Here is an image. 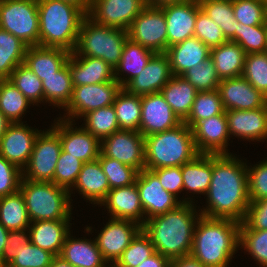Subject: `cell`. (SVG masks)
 Masks as SVG:
<instances>
[{"mask_svg":"<svg viewBox=\"0 0 267 267\" xmlns=\"http://www.w3.org/2000/svg\"><path fill=\"white\" fill-rule=\"evenodd\" d=\"M142 230V225L128 219L111 218L95 238L103 258L113 266L123 251Z\"/></svg>","mask_w":267,"mask_h":267,"instance_id":"9a60e30c","label":"cell"},{"mask_svg":"<svg viewBox=\"0 0 267 267\" xmlns=\"http://www.w3.org/2000/svg\"><path fill=\"white\" fill-rule=\"evenodd\" d=\"M181 123L160 92L141 96L139 132L144 137L173 129Z\"/></svg>","mask_w":267,"mask_h":267,"instance_id":"2e32d148","label":"cell"},{"mask_svg":"<svg viewBox=\"0 0 267 267\" xmlns=\"http://www.w3.org/2000/svg\"><path fill=\"white\" fill-rule=\"evenodd\" d=\"M0 223L9 231L29 228L31 221L20 190L0 197Z\"/></svg>","mask_w":267,"mask_h":267,"instance_id":"e575fe53","label":"cell"},{"mask_svg":"<svg viewBox=\"0 0 267 267\" xmlns=\"http://www.w3.org/2000/svg\"><path fill=\"white\" fill-rule=\"evenodd\" d=\"M246 54L244 49L233 41L210 48V56L221 80L242 76Z\"/></svg>","mask_w":267,"mask_h":267,"instance_id":"4dcf8cb0","label":"cell"},{"mask_svg":"<svg viewBox=\"0 0 267 267\" xmlns=\"http://www.w3.org/2000/svg\"><path fill=\"white\" fill-rule=\"evenodd\" d=\"M243 222L253 230H267V198L250 201Z\"/></svg>","mask_w":267,"mask_h":267,"instance_id":"680465c9","label":"cell"},{"mask_svg":"<svg viewBox=\"0 0 267 267\" xmlns=\"http://www.w3.org/2000/svg\"><path fill=\"white\" fill-rule=\"evenodd\" d=\"M71 52L60 47L29 46L26 49L24 65L41 81L54 75L68 60Z\"/></svg>","mask_w":267,"mask_h":267,"instance_id":"484cf974","label":"cell"},{"mask_svg":"<svg viewBox=\"0 0 267 267\" xmlns=\"http://www.w3.org/2000/svg\"><path fill=\"white\" fill-rule=\"evenodd\" d=\"M135 182L144 215H147L145 221L156 215L169 212L181 203H192L186 198L179 201L174 195L166 191L159 178L151 170L143 169L138 172Z\"/></svg>","mask_w":267,"mask_h":267,"instance_id":"4fadbf2b","label":"cell"},{"mask_svg":"<svg viewBox=\"0 0 267 267\" xmlns=\"http://www.w3.org/2000/svg\"><path fill=\"white\" fill-rule=\"evenodd\" d=\"M194 208L192 203H181L169 212L151 217L142 225L156 252L170 261L191 253L196 220L201 216Z\"/></svg>","mask_w":267,"mask_h":267,"instance_id":"7a4b0ae2","label":"cell"},{"mask_svg":"<svg viewBox=\"0 0 267 267\" xmlns=\"http://www.w3.org/2000/svg\"><path fill=\"white\" fill-rule=\"evenodd\" d=\"M240 222L201 215L194 228L190 255L206 267H228L239 248Z\"/></svg>","mask_w":267,"mask_h":267,"instance_id":"3957f363","label":"cell"},{"mask_svg":"<svg viewBox=\"0 0 267 267\" xmlns=\"http://www.w3.org/2000/svg\"><path fill=\"white\" fill-rule=\"evenodd\" d=\"M170 267H206L191 255L173 259L170 262Z\"/></svg>","mask_w":267,"mask_h":267,"instance_id":"6125c7cd","label":"cell"},{"mask_svg":"<svg viewBox=\"0 0 267 267\" xmlns=\"http://www.w3.org/2000/svg\"><path fill=\"white\" fill-rule=\"evenodd\" d=\"M113 106L120 130L139 132L141 96L130 94L121 88L115 97Z\"/></svg>","mask_w":267,"mask_h":267,"instance_id":"8d00e7d4","label":"cell"},{"mask_svg":"<svg viewBox=\"0 0 267 267\" xmlns=\"http://www.w3.org/2000/svg\"><path fill=\"white\" fill-rule=\"evenodd\" d=\"M242 76L267 97V52L246 54Z\"/></svg>","mask_w":267,"mask_h":267,"instance_id":"816d5d0a","label":"cell"},{"mask_svg":"<svg viewBox=\"0 0 267 267\" xmlns=\"http://www.w3.org/2000/svg\"><path fill=\"white\" fill-rule=\"evenodd\" d=\"M154 54V52L128 38L124 44L121 60L114 69L115 80L123 88L130 80L140 75ZM124 71L129 77H125V79L118 77L121 76L119 73L123 72L124 74Z\"/></svg>","mask_w":267,"mask_h":267,"instance_id":"d6a6232c","label":"cell"},{"mask_svg":"<svg viewBox=\"0 0 267 267\" xmlns=\"http://www.w3.org/2000/svg\"><path fill=\"white\" fill-rule=\"evenodd\" d=\"M83 164L81 160L62 149L56 164L53 183L70 191L78 178Z\"/></svg>","mask_w":267,"mask_h":267,"instance_id":"f5cc1de1","label":"cell"},{"mask_svg":"<svg viewBox=\"0 0 267 267\" xmlns=\"http://www.w3.org/2000/svg\"><path fill=\"white\" fill-rule=\"evenodd\" d=\"M70 235L67 234L60 252L64 260L74 267H106L108 262L103 258L95 240L74 239Z\"/></svg>","mask_w":267,"mask_h":267,"instance_id":"f546056e","label":"cell"},{"mask_svg":"<svg viewBox=\"0 0 267 267\" xmlns=\"http://www.w3.org/2000/svg\"><path fill=\"white\" fill-rule=\"evenodd\" d=\"M72 121L61 119L51 128L59 135L62 149L83 163L97 160L100 155L101 141L84 128H73Z\"/></svg>","mask_w":267,"mask_h":267,"instance_id":"ac0fdd59","label":"cell"},{"mask_svg":"<svg viewBox=\"0 0 267 267\" xmlns=\"http://www.w3.org/2000/svg\"><path fill=\"white\" fill-rule=\"evenodd\" d=\"M184 77L198 92L217 90L221 82L211 56L185 72Z\"/></svg>","mask_w":267,"mask_h":267,"instance_id":"f6af8a7d","label":"cell"},{"mask_svg":"<svg viewBox=\"0 0 267 267\" xmlns=\"http://www.w3.org/2000/svg\"><path fill=\"white\" fill-rule=\"evenodd\" d=\"M128 39L126 30L99 25L86 16L80 26L73 55L101 58L113 69L119 64L124 44Z\"/></svg>","mask_w":267,"mask_h":267,"instance_id":"52a82bcc","label":"cell"},{"mask_svg":"<svg viewBox=\"0 0 267 267\" xmlns=\"http://www.w3.org/2000/svg\"><path fill=\"white\" fill-rule=\"evenodd\" d=\"M32 104L8 79L0 80V111L11 123L20 120L28 106Z\"/></svg>","mask_w":267,"mask_h":267,"instance_id":"60d3db41","label":"cell"},{"mask_svg":"<svg viewBox=\"0 0 267 267\" xmlns=\"http://www.w3.org/2000/svg\"><path fill=\"white\" fill-rule=\"evenodd\" d=\"M218 114H225L219 91L197 92L189 116L183 122L192 128L197 122Z\"/></svg>","mask_w":267,"mask_h":267,"instance_id":"b9f144b4","label":"cell"},{"mask_svg":"<svg viewBox=\"0 0 267 267\" xmlns=\"http://www.w3.org/2000/svg\"><path fill=\"white\" fill-rule=\"evenodd\" d=\"M201 9L221 28L228 41L235 42L238 21L234 17L233 0H198Z\"/></svg>","mask_w":267,"mask_h":267,"instance_id":"ab89813d","label":"cell"},{"mask_svg":"<svg viewBox=\"0 0 267 267\" xmlns=\"http://www.w3.org/2000/svg\"><path fill=\"white\" fill-rule=\"evenodd\" d=\"M27 231L28 229L9 231L4 250H17L22 245H28L31 240L30 233L26 235Z\"/></svg>","mask_w":267,"mask_h":267,"instance_id":"91938a15","label":"cell"},{"mask_svg":"<svg viewBox=\"0 0 267 267\" xmlns=\"http://www.w3.org/2000/svg\"><path fill=\"white\" fill-rule=\"evenodd\" d=\"M73 187L91 203L99 205L105 200L110 186L98 159L83 164Z\"/></svg>","mask_w":267,"mask_h":267,"instance_id":"f1b7e54d","label":"cell"},{"mask_svg":"<svg viewBox=\"0 0 267 267\" xmlns=\"http://www.w3.org/2000/svg\"><path fill=\"white\" fill-rule=\"evenodd\" d=\"M170 260L156 252L151 257L145 259L137 267H170Z\"/></svg>","mask_w":267,"mask_h":267,"instance_id":"94428289","label":"cell"},{"mask_svg":"<svg viewBox=\"0 0 267 267\" xmlns=\"http://www.w3.org/2000/svg\"><path fill=\"white\" fill-rule=\"evenodd\" d=\"M217 90L225 111L253 110L267 104V97L254 88L243 76L221 80Z\"/></svg>","mask_w":267,"mask_h":267,"instance_id":"ffe728a7","label":"cell"},{"mask_svg":"<svg viewBox=\"0 0 267 267\" xmlns=\"http://www.w3.org/2000/svg\"><path fill=\"white\" fill-rule=\"evenodd\" d=\"M229 135L261 141L267 138V104L253 110L225 111Z\"/></svg>","mask_w":267,"mask_h":267,"instance_id":"603a6c76","label":"cell"},{"mask_svg":"<svg viewBox=\"0 0 267 267\" xmlns=\"http://www.w3.org/2000/svg\"><path fill=\"white\" fill-rule=\"evenodd\" d=\"M0 28L28 47L39 45L37 0H0Z\"/></svg>","mask_w":267,"mask_h":267,"instance_id":"ba28073f","label":"cell"},{"mask_svg":"<svg viewBox=\"0 0 267 267\" xmlns=\"http://www.w3.org/2000/svg\"><path fill=\"white\" fill-rule=\"evenodd\" d=\"M69 221L45 220L31 222L27 232L30 233L31 243L54 256L60 255L64 240L70 231Z\"/></svg>","mask_w":267,"mask_h":267,"instance_id":"83f0119b","label":"cell"},{"mask_svg":"<svg viewBox=\"0 0 267 267\" xmlns=\"http://www.w3.org/2000/svg\"><path fill=\"white\" fill-rule=\"evenodd\" d=\"M9 230H7L1 223H0V259L3 254V251L6 247V240L8 238Z\"/></svg>","mask_w":267,"mask_h":267,"instance_id":"e7e4bbea","label":"cell"},{"mask_svg":"<svg viewBox=\"0 0 267 267\" xmlns=\"http://www.w3.org/2000/svg\"><path fill=\"white\" fill-rule=\"evenodd\" d=\"M27 45L0 28V80L9 79L15 68L24 63Z\"/></svg>","mask_w":267,"mask_h":267,"instance_id":"74e56055","label":"cell"},{"mask_svg":"<svg viewBox=\"0 0 267 267\" xmlns=\"http://www.w3.org/2000/svg\"><path fill=\"white\" fill-rule=\"evenodd\" d=\"M121 88L117 81L74 87L71 99L65 107L67 116L63 119L73 122V118H80L89 111L113 105Z\"/></svg>","mask_w":267,"mask_h":267,"instance_id":"8fae6325","label":"cell"},{"mask_svg":"<svg viewBox=\"0 0 267 267\" xmlns=\"http://www.w3.org/2000/svg\"><path fill=\"white\" fill-rule=\"evenodd\" d=\"M103 205L109 209L112 218L132 220L140 225L145 223L136 182L130 186L110 189L100 206Z\"/></svg>","mask_w":267,"mask_h":267,"instance_id":"cb8c5ba5","label":"cell"},{"mask_svg":"<svg viewBox=\"0 0 267 267\" xmlns=\"http://www.w3.org/2000/svg\"><path fill=\"white\" fill-rule=\"evenodd\" d=\"M239 246H243L261 267H267V230H253L241 222Z\"/></svg>","mask_w":267,"mask_h":267,"instance_id":"c3c4849f","label":"cell"},{"mask_svg":"<svg viewBox=\"0 0 267 267\" xmlns=\"http://www.w3.org/2000/svg\"><path fill=\"white\" fill-rule=\"evenodd\" d=\"M208 206L201 215L243 222L250 200L247 165L232 154H212V178L206 193Z\"/></svg>","mask_w":267,"mask_h":267,"instance_id":"6da1fadb","label":"cell"},{"mask_svg":"<svg viewBox=\"0 0 267 267\" xmlns=\"http://www.w3.org/2000/svg\"><path fill=\"white\" fill-rule=\"evenodd\" d=\"M194 37L209 48L220 46L228 41L221 28L202 9L197 14Z\"/></svg>","mask_w":267,"mask_h":267,"instance_id":"db71d44e","label":"cell"},{"mask_svg":"<svg viewBox=\"0 0 267 267\" xmlns=\"http://www.w3.org/2000/svg\"><path fill=\"white\" fill-rule=\"evenodd\" d=\"M98 160L107 176L110 189L130 186L135 183L138 174L135 168L106 157L101 152Z\"/></svg>","mask_w":267,"mask_h":267,"instance_id":"681fc988","label":"cell"},{"mask_svg":"<svg viewBox=\"0 0 267 267\" xmlns=\"http://www.w3.org/2000/svg\"><path fill=\"white\" fill-rule=\"evenodd\" d=\"M167 55L173 75L182 76L210 56V48L196 37L168 47Z\"/></svg>","mask_w":267,"mask_h":267,"instance_id":"4316f807","label":"cell"},{"mask_svg":"<svg viewBox=\"0 0 267 267\" xmlns=\"http://www.w3.org/2000/svg\"><path fill=\"white\" fill-rule=\"evenodd\" d=\"M67 63L73 87L116 81L114 69L101 58L70 54Z\"/></svg>","mask_w":267,"mask_h":267,"instance_id":"d4e9b609","label":"cell"},{"mask_svg":"<svg viewBox=\"0 0 267 267\" xmlns=\"http://www.w3.org/2000/svg\"><path fill=\"white\" fill-rule=\"evenodd\" d=\"M235 42L247 54L267 52V24L246 26L238 22Z\"/></svg>","mask_w":267,"mask_h":267,"instance_id":"7dc6e473","label":"cell"},{"mask_svg":"<svg viewBox=\"0 0 267 267\" xmlns=\"http://www.w3.org/2000/svg\"><path fill=\"white\" fill-rule=\"evenodd\" d=\"M172 76L167 55L165 53H155L140 75L130 80L123 88L128 93L138 96L158 93Z\"/></svg>","mask_w":267,"mask_h":267,"instance_id":"7402d4cb","label":"cell"},{"mask_svg":"<svg viewBox=\"0 0 267 267\" xmlns=\"http://www.w3.org/2000/svg\"><path fill=\"white\" fill-rule=\"evenodd\" d=\"M128 38L154 53L167 50V25L159 6H146L127 30Z\"/></svg>","mask_w":267,"mask_h":267,"instance_id":"30bf717a","label":"cell"},{"mask_svg":"<svg viewBox=\"0 0 267 267\" xmlns=\"http://www.w3.org/2000/svg\"><path fill=\"white\" fill-rule=\"evenodd\" d=\"M60 1L78 7L86 15H88V12L90 10L91 0H60Z\"/></svg>","mask_w":267,"mask_h":267,"instance_id":"be15d7a7","label":"cell"},{"mask_svg":"<svg viewBox=\"0 0 267 267\" xmlns=\"http://www.w3.org/2000/svg\"><path fill=\"white\" fill-rule=\"evenodd\" d=\"M11 122L6 118V116L0 111V139L3 134L7 131L8 126Z\"/></svg>","mask_w":267,"mask_h":267,"instance_id":"a7ac6f4b","label":"cell"},{"mask_svg":"<svg viewBox=\"0 0 267 267\" xmlns=\"http://www.w3.org/2000/svg\"><path fill=\"white\" fill-rule=\"evenodd\" d=\"M151 171L159 178L163 188L178 199V193L183 190L181 167H162Z\"/></svg>","mask_w":267,"mask_h":267,"instance_id":"6f0895ef","label":"cell"},{"mask_svg":"<svg viewBox=\"0 0 267 267\" xmlns=\"http://www.w3.org/2000/svg\"><path fill=\"white\" fill-rule=\"evenodd\" d=\"M82 117L85 119L83 128L100 141L120 130L113 105L89 111Z\"/></svg>","mask_w":267,"mask_h":267,"instance_id":"7bdbcfd3","label":"cell"},{"mask_svg":"<svg viewBox=\"0 0 267 267\" xmlns=\"http://www.w3.org/2000/svg\"><path fill=\"white\" fill-rule=\"evenodd\" d=\"M148 6H162L168 3H180L187 0H145Z\"/></svg>","mask_w":267,"mask_h":267,"instance_id":"003e7915","label":"cell"},{"mask_svg":"<svg viewBox=\"0 0 267 267\" xmlns=\"http://www.w3.org/2000/svg\"><path fill=\"white\" fill-rule=\"evenodd\" d=\"M22 170L0 155V197L19 190Z\"/></svg>","mask_w":267,"mask_h":267,"instance_id":"9f6ffc18","label":"cell"},{"mask_svg":"<svg viewBox=\"0 0 267 267\" xmlns=\"http://www.w3.org/2000/svg\"><path fill=\"white\" fill-rule=\"evenodd\" d=\"M247 181L250 201L267 198V160L247 167Z\"/></svg>","mask_w":267,"mask_h":267,"instance_id":"11a10c76","label":"cell"},{"mask_svg":"<svg viewBox=\"0 0 267 267\" xmlns=\"http://www.w3.org/2000/svg\"><path fill=\"white\" fill-rule=\"evenodd\" d=\"M146 6L145 0H91L87 16L99 25L127 31Z\"/></svg>","mask_w":267,"mask_h":267,"instance_id":"5bb4252c","label":"cell"},{"mask_svg":"<svg viewBox=\"0 0 267 267\" xmlns=\"http://www.w3.org/2000/svg\"><path fill=\"white\" fill-rule=\"evenodd\" d=\"M235 19L246 26L267 24V0H233Z\"/></svg>","mask_w":267,"mask_h":267,"instance_id":"f907efd6","label":"cell"},{"mask_svg":"<svg viewBox=\"0 0 267 267\" xmlns=\"http://www.w3.org/2000/svg\"><path fill=\"white\" fill-rule=\"evenodd\" d=\"M167 25V49L194 37L197 14L201 10L198 0L168 3L160 6Z\"/></svg>","mask_w":267,"mask_h":267,"instance_id":"e0dca14e","label":"cell"},{"mask_svg":"<svg viewBox=\"0 0 267 267\" xmlns=\"http://www.w3.org/2000/svg\"><path fill=\"white\" fill-rule=\"evenodd\" d=\"M54 255L31 242L17 250H4L0 264H11L13 267H49Z\"/></svg>","mask_w":267,"mask_h":267,"instance_id":"f35d334b","label":"cell"},{"mask_svg":"<svg viewBox=\"0 0 267 267\" xmlns=\"http://www.w3.org/2000/svg\"><path fill=\"white\" fill-rule=\"evenodd\" d=\"M36 130V131H35ZM40 130L22 123H11L0 139V155L23 170L30 159Z\"/></svg>","mask_w":267,"mask_h":267,"instance_id":"d6986e66","label":"cell"},{"mask_svg":"<svg viewBox=\"0 0 267 267\" xmlns=\"http://www.w3.org/2000/svg\"><path fill=\"white\" fill-rule=\"evenodd\" d=\"M21 191L31 222L45 220H70L71 194L53 182L21 179Z\"/></svg>","mask_w":267,"mask_h":267,"instance_id":"8992f818","label":"cell"},{"mask_svg":"<svg viewBox=\"0 0 267 267\" xmlns=\"http://www.w3.org/2000/svg\"><path fill=\"white\" fill-rule=\"evenodd\" d=\"M34 105L44 101L42 81L24 64L18 65L8 79Z\"/></svg>","mask_w":267,"mask_h":267,"instance_id":"ee69618b","label":"cell"},{"mask_svg":"<svg viewBox=\"0 0 267 267\" xmlns=\"http://www.w3.org/2000/svg\"><path fill=\"white\" fill-rule=\"evenodd\" d=\"M49 267H74L71 263L64 260L60 255L54 256Z\"/></svg>","mask_w":267,"mask_h":267,"instance_id":"03108f58","label":"cell"},{"mask_svg":"<svg viewBox=\"0 0 267 267\" xmlns=\"http://www.w3.org/2000/svg\"><path fill=\"white\" fill-rule=\"evenodd\" d=\"M39 46L75 50L80 26L87 16L76 6L60 0H37Z\"/></svg>","mask_w":267,"mask_h":267,"instance_id":"277c9868","label":"cell"},{"mask_svg":"<svg viewBox=\"0 0 267 267\" xmlns=\"http://www.w3.org/2000/svg\"><path fill=\"white\" fill-rule=\"evenodd\" d=\"M191 130L199 153L230 154L226 149L228 139L230 140L226 114L203 119L197 122Z\"/></svg>","mask_w":267,"mask_h":267,"instance_id":"44dd1931","label":"cell"},{"mask_svg":"<svg viewBox=\"0 0 267 267\" xmlns=\"http://www.w3.org/2000/svg\"><path fill=\"white\" fill-rule=\"evenodd\" d=\"M198 91L182 76L173 75L160 93L183 122L191 111Z\"/></svg>","mask_w":267,"mask_h":267,"instance_id":"1f68e13d","label":"cell"},{"mask_svg":"<svg viewBox=\"0 0 267 267\" xmlns=\"http://www.w3.org/2000/svg\"><path fill=\"white\" fill-rule=\"evenodd\" d=\"M145 169L179 166L193 160L198 152L191 128L182 122L177 127L144 137Z\"/></svg>","mask_w":267,"mask_h":267,"instance_id":"5b68a950","label":"cell"},{"mask_svg":"<svg viewBox=\"0 0 267 267\" xmlns=\"http://www.w3.org/2000/svg\"><path fill=\"white\" fill-rule=\"evenodd\" d=\"M62 151L59 135L51 128L37 136L22 178L30 181L53 182L58 158Z\"/></svg>","mask_w":267,"mask_h":267,"instance_id":"9c48e42d","label":"cell"},{"mask_svg":"<svg viewBox=\"0 0 267 267\" xmlns=\"http://www.w3.org/2000/svg\"><path fill=\"white\" fill-rule=\"evenodd\" d=\"M155 253L156 250L150 238L141 230L111 267H137Z\"/></svg>","mask_w":267,"mask_h":267,"instance_id":"bcb514c9","label":"cell"},{"mask_svg":"<svg viewBox=\"0 0 267 267\" xmlns=\"http://www.w3.org/2000/svg\"><path fill=\"white\" fill-rule=\"evenodd\" d=\"M42 83L44 100L54 106L65 108L74 88L68 63L66 62L54 75L45 77Z\"/></svg>","mask_w":267,"mask_h":267,"instance_id":"d590c367","label":"cell"},{"mask_svg":"<svg viewBox=\"0 0 267 267\" xmlns=\"http://www.w3.org/2000/svg\"><path fill=\"white\" fill-rule=\"evenodd\" d=\"M0 267H13L11 264H0Z\"/></svg>","mask_w":267,"mask_h":267,"instance_id":"89a4df30","label":"cell"},{"mask_svg":"<svg viewBox=\"0 0 267 267\" xmlns=\"http://www.w3.org/2000/svg\"><path fill=\"white\" fill-rule=\"evenodd\" d=\"M183 190L206 194L212 178V154L200 153L181 166Z\"/></svg>","mask_w":267,"mask_h":267,"instance_id":"836d02e7","label":"cell"},{"mask_svg":"<svg viewBox=\"0 0 267 267\" xmlns=\"http://www.w3.org/2000/svg\"><path fill=\"white\" fill-rule=\"evenodd\" d=\"M100 152L135 168L138 172L145 169V141L140 132L115 131L101 140Z\"/></svg>","mask_w":267,"mask_h":267,"instance_id":"7c38bea8","label":"cell"}]
</instances>
